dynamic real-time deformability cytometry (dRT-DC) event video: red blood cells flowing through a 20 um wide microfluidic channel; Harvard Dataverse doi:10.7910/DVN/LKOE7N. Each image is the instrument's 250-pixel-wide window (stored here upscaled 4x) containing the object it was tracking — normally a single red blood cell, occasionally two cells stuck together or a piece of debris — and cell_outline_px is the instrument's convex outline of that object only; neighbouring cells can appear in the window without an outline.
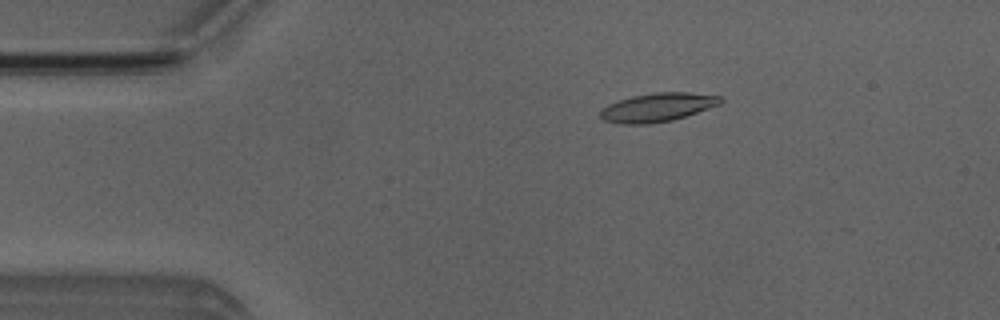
{"species": "Egyptian fruit bat (a non-hibernating species)", "species_latin": "Rousettus aegyptiacus", "temperature_condition": "room temperature", "stored_images_in_passage": 42, "camera_frame_rate_fps": 3000, "um_per_image_px": 0.085, "animal": {"sex": "male"}, "frame": {"image": 1, "passage_image": 9, "time_ms": 2.667, "image_size_px": [1000, 320], "cell_outline_px": [[724, 100], [720, 104], [672, 120], [648, 124], [620, 124], [604, 120], [600, 116], [600, 108], [608, 104], [632, 96], [656, 92], [688, 92], [720, 96]], "centroid_in_image_um": [55.86, 9.12], "position_along_channel_um": 29.1, "area_um2": 19.94}}
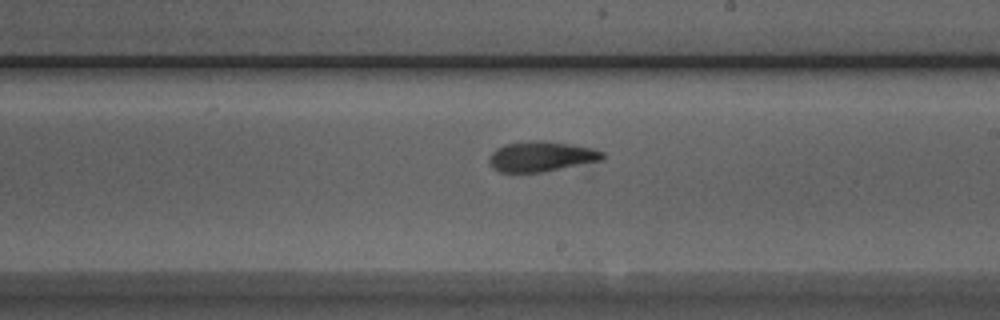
{"frame": {"image": 2, "passage_image": 29, "time_ms": 9.333, "image_size_px": [1000, 320], "cell_outline_px": [[604, 160], [588, 176], [500, 172], [492, 168], [488, 160], [488, 156], [496, 148], [504, 144], [532, 140], [540, 140], [572, 144], [592, 148], [604, 152]], "centroid_in_image_um": [46.38, 13.47], "position_along_channel_um": 242.6, "area_um2": 23.64}}
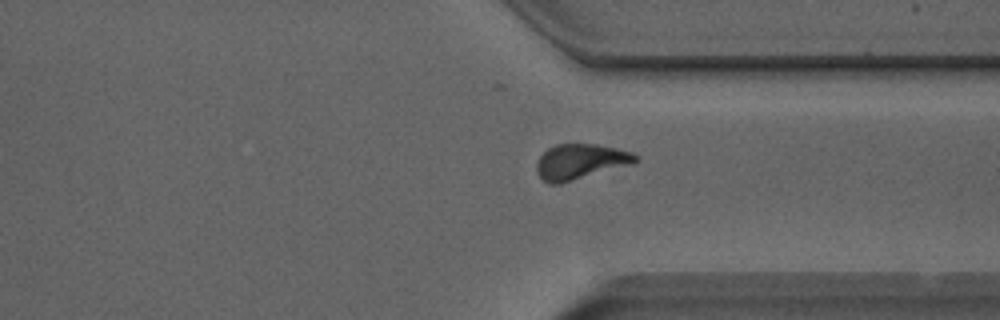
{"frame": {"image": 3, "passage_image": 38, "time_ms": 12.333, "image_size_px": [1000, 320], "cell_outline_px": [[640, 160], [636, 164], [560, 184], [548, 184], [536, 172], [536, 164], [540, 156], [548, 148], [556, 144], [596, 144], [616, 148], [632, 152], [640, 156]], "centroid_in_image_um": [49.4, 13.75], "position_along_channel_um": 362.0, "area_um2": 20.81}}